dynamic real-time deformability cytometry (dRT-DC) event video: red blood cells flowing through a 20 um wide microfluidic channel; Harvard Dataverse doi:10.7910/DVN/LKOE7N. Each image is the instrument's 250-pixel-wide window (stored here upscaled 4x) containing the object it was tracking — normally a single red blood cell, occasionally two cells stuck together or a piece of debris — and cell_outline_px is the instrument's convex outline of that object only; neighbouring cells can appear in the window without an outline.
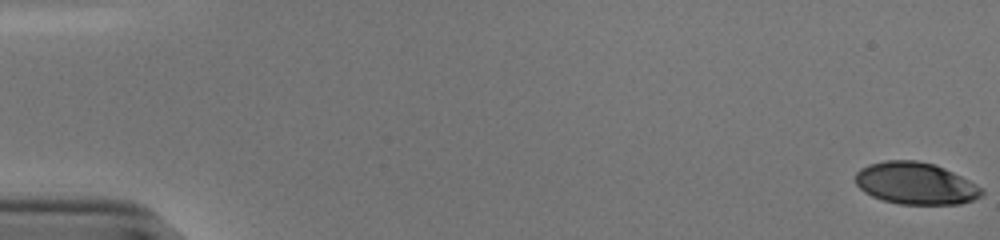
{"species": "human", "species_latin": "Homo sapiens", "temperature_condition": "cold", "stored_images_in_passage": 54, "camera_frame_rate_fps": 3000, "um_per_image_px": 0.085, "donor": {"sex": "male"}, "frame": {"image": 1, "passage_image": 1, "time_ms": 0.0, "image_size_px": [1000, 240], "cell_outline_px": [[984, 192], [980, 196], [972, 200], [960, 204], [900, 204], [884, 200], [872, 196], [864, 192], [856, 184], [856, 172], [860, 168], [868, 164], [884, 160], [916, 160], [936, 164], [976, 184]], "centroid_in_image_um": [77.79, 15.58], "position_along_channel_um": 7.2, "area_um2": 30.81}}
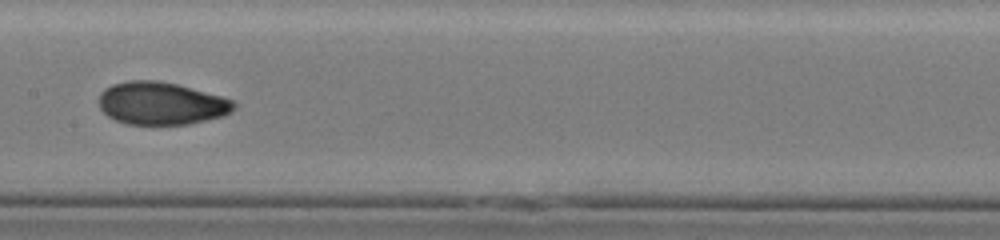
{"frame": {"image": 2, "passage_image": 29, "time_ms": 9.333, "image_size_px": [1000, 240], "cell_outline_px": [[236, 108], [224, 116], [188, 124], [124, 124], [108, 116], [100, 108], [100, 92], [104, 88], [112, 84], [128, 80], [156, 80], [176, 84], [220, 96], [232, 100], [236, 104]], "centroid_in_image_um": [13.69, 8.78], "position_along_channel_um": 193.7, "area_um2": 33.47}}
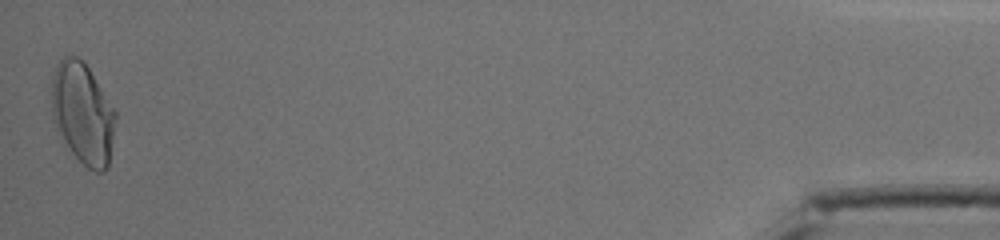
{"frame": {"image": 3, "passage_image": 54, "time_ms": 17.667, "image_size_px": [1000, 240], "cell_outline_px": [[116, 120], [108, 168], [104, 172], [96, 172], [88, 168], [72, 152], [56, 128], [52, 120], [52, 76], [56, 64], [64, 56], [76, 56], [84, 60], [116, 112]], "centroid_in_image_um": [7.04, 9.61], "position_along_channel_um": 428.2, "area_um2": 37.69}, "authors_computed_cell_mechanics": {"area_um2": 33.0038, "velocity_mm_per_s": 3.8632, "shape_relaxation_time_tau1_ms": 8.9352, "shape_relaxation_time_tau2_ms": 1.3011, "deformation_change_tau1": 0.2695, "deformation_change_tau2": 0.0502}}